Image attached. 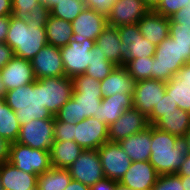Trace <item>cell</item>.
<instances>
[{"label":"cell","mask_w":190,"mask_h":190,"mask_svg":"<svg viewBox=\"0 0 190 190\" xmlns=\"http://www.w3.org/2000/svg\"><path fill=\"white\" fill-rule=\"evenodd\" d=\"M72 80V97L54 115L55 121L74 124L85 118H96L103 99L100 81L85 74L77 75Z\"/></svg>","instance_id":"obj_1"},{"label":"cell","mask_w":190,"mask_h":190,"mask_svg":"<svg viewBox=\"0 0 190 190\" xmlns=\"http://www.w3.org/2000/svg\"><path fill=\"white\" fill-rule=\"evenodd\" d=\"M151 154L149 162L159 175L179 171L187 154L183 140L151 125Z\"/></svg>","instance_id":"obj_2"},{"label":"cell","mask_w":190,"mask_h":190,"mask_svg":"<svg viewBox=\"0 0 190 190\" xmlns=\"http://www.w3.org/2000/svg\"><path fill=\"white\" fill-rule=\"evenodd\" d=\"M5 102L15 111L20 126L32 119H49L52 117L45 105L41 104V79L8 90L5 95Z\"/></svg>","instance_id":"obj_3"},{"label":"cell","mask_w":190,"mask_h":190,"mask_svg":"<svg viewBox=\"0 0 190 190\" xmlns=\"http://www.w3.org/2000/svg\"><path fill=\"white\" fill-rule=\"evenodd\" d=\"M5 43L13 49L15 56L29 61L48 44L45 28H38L12 15Z\"/></svg>","instance_id":"obj_4"},{"label":"cell","mask_w":190,"mask_h":190,"mask_svg":"<svg viewBox=\"0 0 190 190\" xmlns=\"http://www.w3.org/2000/svg\"><path fill=\"white\" fill-rule=\"evenodd\" d=\"M187 63H190V47H181L167 37L156 46L153 79L168 82Z\"/></svg>","instance_id":"obj_5"},{"label":"cell","mask_w":190,"mask_h":190,"mask_svg":"<svg viewBox=\"0 0 190 190\" xmlns=\"http://www.w3.org/2000/svg\"><path fill=\"white\" fill-rule=\"evenodd\" d=\"M8 162L17 169L38 175L52 167L50 151L31 148L17 142L12 143Z\"/></svg>","instance_id":"obj_6"},{"label":"cell","mask_w":190,"mask_h":190,"mask_svg":"<svg viewBox=\"0 0 190 190\" xmlns=\"http://www.w3.org/2000/svg\"><path fill=\"white\" fill-rule=\"evenodd\" d=\"M55 117L49 119H32L20 126L17 143L31 148L50 151L54 142Z\"/></svg>","instance_id":"obj_7"},{"label":"cell","mask_w":190,"mask_h":190,"mask_svg":"<svg viewBox=\"0 0 190 190\" xmlns=\"http://www.w3.org/2000/svg\"><path fill=\"white\" fill-rule=\"evenodd\" d=\"M73 80L70 77H46L41 79V104L54 116L72 97Z\"/></svg>","instance_id":"obj_8"},{"label":"cell","mask_w":190,"mask_h":190,"mask_svg":"<svg viewBox=\"0 0 190 190\" xmlns=\"http://www.w3.org/2000/svg\"><path fill=\"white\" fill-rule=\"evenodd\" d=\"M94 40H85L77 43L71 40L66 46L60 48L65 76L73 78L84 74L90 65Z\"/></svg>","instance_id":"obj_9"},{"label":"cell","mask_w":190,"mask_h":190,"mask_svg":"<svg viewBox=\"0 0 190 190\" xmlns=\"http://www.w3.org/2000/svg\"><path fill=\"white\" fill-rule=\"evenodd\" d=\"M68 171L72 179L89 187L105 178L97 149H83Z\"/></svg>","instance_id":"obj_10"},{"label":"cell","mask_w":190,"mask_h":190,"mask_svg":"<svg viewBox=\"0 0 190 190\" xmlns=\"http://www.w3.org/2000/svg\"><path fill=\"white\" fill-rule=\"evenodd\" d=\"M105 178L119 182L131 165V159L118 142H106L98 149Z\"/></svg>","instance_id":"obj_11"},{"label":"cell","mask_w":190,"mask_h":190,"mask_svg":"<svg viewBox=\"0 0 190 190\" xmlns=\"http://www.w3.org/2000/svg\"><path fill=\"white\" fill-rule=\"evenodd\" d=\"M71 24L73 41L77 43H83L87 39L95 41L108 25L107 15L91 8H85Z\"/></svg>","instance_id":"obj_12"},{"label":"cell","mask_w":190,"mask_h":190,"mask_svg":"<svg viewBox=\"0 0 190 190\" xmlns=\"http://www.w3.org/2000/svg\"><path fill=\"white\" fill-rule=\"evenodd\" d=\"M74 136L82 149H98L109 141L108 125L95 117L85 118L74 123Z\"/></svg>","instance_id":"obj_13"},{"label":"cell","mask_w":190,"mask_h":190,"mask_svg":"<svg viewBox=\"0 0 190 190\" xmlns=\"http://www.w3.org/2000/svg\"><path fill=\"white\" fill-rule=\"evenodd\" d=\"M166 93V82L156 79L137 81L133 92V107L148 117L153 107Z\"/></svg>","instance_id":"obj_14"},{"label":"cell","mask_w":190,"mask_h":190,"mask_svg":"<svg viewBox=\"0 0 190 190\" xmlns=\"http://www.w3.org/2000/svg\"><path fill=\"white\" fill-rule=\"evenodd\" d=\"M147 117L135 107L126 109L122 115L108 126V137L110 142H119L149 127Z\"/></svg>","instance_id":"obj_15"},{"label":"cell","mask_w":190,"mask_h":190,"mask_svg":"<svg viewBox=\"0 0 190 190\" xmlns=\"http://www.w3.org/2000/svg\"><path fill=\"white\" fill-rule=\"evenodd\" d=\"M150 10L143 0H118L107 14V23L113 27L137 24Z\"/></svg>","instance_id":"obj_16"},{"label":"cell","mask_w":190,"mask_h":190,"mask_svg":"<svg viewBox=\"0 0 190 190\" xmlns=\"http://www.w3.org/2000/svg\"><path fill=\"white\" fill-rule=\"evenodd\" d=\"M37 79L65 76L59 47L47 44L31 60Z\"/></svg>","instance_id":"obj_17"},{"label":"cell","mask_w":190,"mask_h":190,"mask_svg":"<svg viewBox=\"0 0 190 190\" xmlns=\"http://www.w3.org/2000/svg\"><path fill=\"white\" fill-rule=\"evenodd\" d=\"M0 74L7 91L33 83L37 79L31 61L15 55L0 69Z\"/></svg>","instance_id":"obj_18"},{"label":"cell","mask_w":190,"mask_h":190,"mask_svg":"<svg viewBox=\"0 0 190 190\" xmlns=\"http://www.w3.org/2000/svg\"><path fill=\"white\" fill-rule=\"evenodd\" d=\"M158 177V172L149 161H137L131 162L119 183L132 190H152Z\"/></svg>","instance_id":"obj_19"},{"label":"cell","mask_w":190,"mask_h":190,"mask_svg":"<svg viewBox=\"0 0 190 190\" xmlns=\"http://www.w3.org/2000/svg\"><path fill=\"white\" fill-rule=\"evenodd\" d=\"M169 18L150 10L137 23L140 34L153 45L158 46L169 37Z\"/></svg>","instance_id":"obj_20"},{"label":"cell","mask_w":190,"mask_h":190,"mask_svg":"<svg viewBox=\"0 0 190 190\" xmlns=\"http://www.w3.org/2000/svg\"><path fill=\"white\" fill-rule=\"evenodd\" d=\"M136 81L124 66H116L105 79L100 81L103 97L122 94H133Z\"/></svg>","instance_id":"obj_21"},{"label":"cell","mask_w":190,"mask_h":190,"mask_svg":"<svg viewBox=\"0 0 190 190\" xmlns=\"http://www.w3.org/2000/svg\"><path fill=\"white\" fill-rule=\"evenodd\" d=\"M132 162L149 161L151 154V125L118 142Z\"/></svg>","instance_id":"obj_22"},{"label":"cell","mask_w":190,"mask_h":190,"mask_svg":"<svg viewBox=\"0 0 190 190\" xmlns=\"http://www.w3.org/2000/svg\"><path fill=\"white\" fill-rule=\"evenodd\" d=\"M38 174H30L17 169L9 162L0 166L3 190H30L37 186Z\"/></svg>","instance_id":"obj_23"},{"label":"cell","mask_w":190,"mask_h":190,"mask_svg":"<svg viewBox=\"0 0 190 190\" xmlns=\"http://www.w3.org/2000/svg\"><path fill=\"white\" fill-rule=\"evenodd\" d=\"M133 94H116L103 97L98 108V118L108 126L114 123L126 109L133 107Z\"/></svg>","instance_id":"obj_24"},{"label":"cell","mask_w":190,"mask_h":190,"mask_svg":"<svg viewBox=\"0 0 190 190\" xmlns=\"http://www.w3.org/2000/svg\"><path fill=\"white\" fill-rule=\"evenodd\" d=\"M153 126L183 140L190 128V113L177 108L175 112L163 113Z\"/></svg>","instance_id":"obj_25"},{"label":"cell","mask_w":190,"mask_h":190,"mask_svg":"<svg viewBox=\"0 0 190 190\" xmlns=\"http://www.w3.org/2000/svg\"><path fill=\"white\" fill-rule=\"evenodd\" d=\"M95 45L102 54H105L107 60L121 66V39L117 27L107 25L95 40Z\"/></svg>","instance_id":"obj_26"},{"label":"cell","mask_w":190,"mask_h":190,"mask_svg":"<svg viewBox=\"0 0 190 190\" xmlns=\"http://www.w3.org/2000/svg\"><path fill=\"white\" fill-rule=\"evenodd\" d=\"M82 151L75 141H54L50 150L51 165L54 168L68 169Z\"/></svg>","instance_id":"obj_27"},{"label":"cell","mask_w":190,"mask_h":190,"mask_svg":"<svg viewBox=\"0 0 190 190\" xmlns=\"http://www.w3.org/2000/svg\"><path fill=\"white\" fill-rule=\"evenodd\" d=\"M45 30L47 43L55 47L66 46L72 40L73 29L70 21L50 15Z\"/></svg>","instance_id":"obj_28"},{"label":"cell","mask_w":190,"mask_h":190,"mask_svg":"<svg viewBox=\"0 0 190 190\" xmlns=\"http://www.w3.org/2000/svg\"><path fill=\"white\" fill-rule=\"evenodd\" d=\"M71 180L68 169L51 167L38 175L37 186L39 190H64Z\"/></svg>","instance_id":"obj_29"},{"label":"cell","mask_w":190,"mask_h":190,"mask_svg":"<svg viewBox=\"0 0 190 190\" xmlns=\"http://www.w3.org/2000/svg\"><path fill=\"white\" fill-rule=\"evenodd\" d=\"M19 132L20 124L15 111L6 104L5 99H0V136L14 143Z\"/></svg>","instance_id":"obj_30"},{"label":"cell","mask_w":190,"mask_h":190,"mask_svg":"<svg viewBox=\"0 0 190 190\" xmlns=\"http://www.w3.org/2000/svg\"><path fill=\"white\" fill-rule=\"evenodd\" d=\"M93 55H91L90 65L85 71V75L102 81L115 69L116 65L106 59L105 54L99 51V47L94 45L92 49Z\"/></svg>","instance_id":"obj_31"},{"label":"cell","mask_w":190,"mask_h":190,"mask_svg":"<svg viewBox=\"0 0 190 190\" xmlns=\"http://www.w3.org/2000/svg\"><path fill=\"white\" fill-rule=\"evenodd\" d=\"M166 93L178 105V108L190 113V85L180 83V80L173 76L166 82Z\"/></svg>","instance_id":"obj_32"},{"label":"cell","mask_w":190,"mask_h":190,"mask_svg":"<svg viewBox=\"0 0 190 190\" xmlns=\"http://www.w3.org/2000/svg\"><path fill=\"white\" fill-rule=\"evenodd\" d=\"M85 8V0H61L50 9V15L72 22Z\"/></svg>","instance_id":"obj_33"},{"label":"cell","mask_w":190,"mask_h":190,"mask_svg":"<svg viewBox=\"0 0 190 190\" xmlns=\"http://www.w3.org/2000/svg\"><path fill=\"white\" fill-rule=\"evenodd\" d=\"M153 57L129 59L124 67L137 82L146 79H153Z\"/></svg>","instance_id":"obj_34"},{"label":"cell","mask_w":190,"mask_h":190,"mask_svg":"<svg viewBox=\"0 0 190 190\" xmlns=\"http://www.w3.org/2000/svg\"><path fill=\"white\" fill-rule=\"evenodd\" d=\"M155 51L156 46L144 39L139 31L129 44V59L154 57Z\"/></svg>","instance_id":"obj_35"},{"label":"cell","mask_w":190,"mask_h":190,"mask_svg":"<svg viewBox=\"0 0 190 190\" xmlns=\"http://www.w3.org/2000/svg\"><path fill=\"white\" fill-rule=\"evenodd\" d=\"M117 31L121 39V66H124L125 62L129 60V44L133 43L139 27L137 24L123 25L117 27Z\"/></svg>","instance_id":"obj_36"},{"label":"cell","mask_w":190,"mask_h":190,"mask_svg":"<svg viewBox=\"0 0 190 190\" xmlns=\"http://www.w3.org/2000/svg\"><path fill=\"white\" fill-rule=\"evenodd\" d=\"M177 108V103L165 93L162 99H160V101L153 107L151 114L147 117L149 125H153L160 117H162L163 113L175 112Z\"/></svg>","instance_id":"obj_37"},{"label":"cell","mask_w":190,"mask_h":190,"mask_svg":"<svg viewBox=\"0 0 190 190\" xmlns=\"http://www.w3.org/2000/svg\"><path fill=\"white\" fill-rule=\"evenodd\" d=\"M169 37L181 47H190V26L180 25L177 22H170Z\"/></svg>","instance_id":"obj_38"},{"label":"cell","mask_w":190,"mask_h":190,"mask_svg":"<svg viewBox=\"0 0 190 190\" xmlns=\"http://www.w3.org/2000/svg\"><path fill=\"white\" fill-rule=\"evenodd\" d=\"M186 5H190V0H160L153 10L158 14L170 18L180 9L186 7Z\"/></svg>","instance_id":"obj_39"},{"label":"cell","mask_w":190,"mask_h":190,"mask_svg":"<svg viewBox=\"0 0 190 190\" xmlns=\"http://www.w3.org/2000/svg\"><path fill=\"white\" fill-rule=\"evenodd\" d=\"M152 190H184L181 183V176L177 173L159 175Z\"/></svg>","instance_id":"obj_40"},{"label":"cell","mask_w":190,"mask_h":190,"mask_svg":"<svg viewBox=\"0 0 190 190\" xmlns=\"http://www.w3.org/2000/svg\"><path fill=\"white\" fill-rule=\"evenodd\" d=\"M12 16L27 21L29 11L40 4L39 0H11Z\"/></svg>","instance_id":"obj_41"},{"label":"cell","mask_w":190,"mask_h":190,"mask_svg":"<svg viewBox=\"0 0 190 190\" xmlns=\"http://www.w3.org/2000/svg\"><path fill=\"white\" fill-rule=\"evenodd\" d=\"M50 16V9L43 4L35 6L29 11L27 23L35 24L38 28H45V24Z\"/></svg>","instance_id":"obj_42"},{"label":"cell","mask_w":190,"mask_h":190,"mask_svg":"<svg viewBox=\"0 0 190 190\" xmlns=\"http://www.w3.org/2000/svg\"><path fill=\"white\" fill-rule=\"evenodd\" d=\"M74 124L62 121L54 122V141H74Z\"/></svg>","instance_id":"obj_43"},{"label":"cell","mask_w":190,"mask_h":190,"mask_svg":"<svg viewBox=\"0 0 190 190\" xmlns=\"http://www.w3.org/2000/svg\"><path fill=\"white\" fill-rule=\"evenodd\" d=\"M116 1L118 0H85L87 8H91L106 15Z\"/></svg>","instance_id":"obj_44"},{"label":"cell","mask_w":190,"mask_h":190,"mask_svg":"<svg viewBox=\"0 0 190 190\" xmlns=\"http://www.w3.org/2000/svg\"><path fill=\"white\" fill-rule=\"evenodd\" d=\"M169 22H177L180 25L190 26V5H186L169 18Z\"/></svg>","instance_id":"obj_45"},{"label":"cell","mask_w":190,"mask_h":190,"mask_svg":"<svg viewBox=\"0 0 190 190\" xmlns=\"http://www.w3.org/2000/svg\"><path fill=\"white\" fill-rule=\"evenodd\" d=\"M12 142L0 136V166L9 161Z\"/></svg>","instance_id":"obj_46"},{"label":"cell","mask_w":190,"mask_h":190,"mask_svg":"<svg viewBox=\"0 0 190 190\" xmlns=\"http://www.w3.org/2000/svg\"><path fill=\"white\" fill-rule=\"evenodd\" d=\"M14 56L13 49L6 43H0V69H2Z\"/></svg>","instance_id":"obj_47"},{"label":"cell","mask_w":190,"mask_h":190,"mask_svg":"<svg viewBox=\"0 0 190 190\" xmlns=\"http://www.w3.org/2000/svg\"><path fill=\"white\" fill-rule=\"evenodd\" d=\"M116 181H113L108 178H103L96 184L90 187V190H115Z\"/></svg>","instance_id":"obj_48"},{"label":"cell","mask_w":190,"mask_h":190,"mask_svg":"<svg viewBox=\"0 0 190 190\" xmlns=\"http://www.w3.org/2000/svg\"><path fill=\"white\" fill-rule=\"evenodd\" d=\"M11 15L0 17V43H5L8 34Z\"/></svg>","instance_id":"obj_49"},{"label":"cell","mask_w":190,"mask_h":190,"mask_svg":"<svg viewBox=\"0 0 190 190\" xmlns=\"http://www.w3.org/2000/svg\"><path fill=\"white\" fill-rule=\"evenodd\" d=\"M181 84L190 85V63L185 64L175 75Z\"/></svg>","instance_id":"obj_50"},{"label":"cell","mask_w":190,"mask_h":190,"mask_svg":"<svg viewBox=\"0 0 190 190\" xmlns=\"http://www.w3.org/2000/svg\"><path fill=\"white\" fill-rule=\"evenodd\" d=\"M6 15H12V1L0 0V17Z\"/></svg>","instance_id":"obj_51"},{"label":"cell","mask_w":190,"mask_h":190,"mask_svg":"<svg viewBox=\"0 0 190 190\" xmlns=\"http://www.w3.org/2000/svg\"><path fill=\"white\" fill-rule=\"evenodd\" d=\"M179 176H189L190 175V154H186L181 168L177 172Z\"/></svg>","instance_id":"obj_52"},{"label":"cell","mask_w":190,"mask_h":190,"mask_svg":"<svg viewBox=\"0 0 190 190\" xmlns=\"http://www.w3.org/2000/svg\"><path fill=\"white\" fill-rule=\"evenodd\" d=\"M64 190H90V187L72 179Z\"/></svg>","instance_id":"obj_53"},{"label":"cell","mask_w":190,"mask_h":190,"mask_svg":"<svg viewBox=\"0 0 190 190\" xmlns=\"http://www.w3.org/2000/svg\"><path fill=\"white\" fill-rule=\"evenodd\" d=\"M41 4L47 6L49 9L56 6L61 0H39Z\"/></svg>","instance_id":"obj_54"},{"label":"cell","mask_w":190,"mask_h":190,"mask_svg":"<svg viewBox=\"0 0 190 190\" xmlns=\"http://www.w3.org/2000/svg\"><path fill=\"white\" fill-rule=\"evenodd\" d=\"M181 183L184 190H190V175L189 176H181Z\"/></svg>","instance_id":"obj_55"},{"label":"cell","mask_w":190,"mask_h":190,"mask_svg":"<svg viewBox=\"0 0 190 190\" xmlns=\"http://www.w3.org/2000/svg\"><path fill=\"white\" fill-rule=\"evenodd\" d=\"M183 142L185 143L187 153L190 154V128L183 139Z\"/></svg>","instance_id":"obj_56"},{"label":"cell","mask_w":190,"mask_h":190,"mask_svg":"<svg viewBox=\"0 0 190 190\" xmlns=\"http://www.w3.org/2000/svg\"><path fill=\"white\" fill-rule=\"evenodd\" d=\"M6 92L7 90L4 83L2 82V78L0 74V99H5Z\"/></svg>","instance_id":"obj_57"},{"label":"cell","mask_w":190,"mask_h":190,"mask_svg":"<svg viewBox=\"0 0 190 190\" xmlns=\"http://www.w3.org/2000/svg\"><path fill=\"white\" fill-rule=\"evenodd\" d=\"M143 1L147 4V6L151 10H153L156 7V5L159 3L160 0H143Z\"/></svg>","instance_id":"obj_58"},{"label":"cell","mask_w":190,"mask_h":190,"mask_svg":"<svg viewBox=\"0 0 190 190\" xmlns=\"http://www.w3.org/2000/svg\"><path fill=\"white\" fill-rule=\"evenodd\" d=\"M115 190H132L124 185H122L121 183L117 182L116 186H115Z\"/></svg>","instance_id":"obj_59"},{"label":"cell","mask_w":190,"mask_h":190,"mask_svg":"<svg viewBox=\"0 0 190 190\" xmlns=\"http://www.w3.org/2000/svg\"><path fill=\"white\" fill-rule=\"evenodd\" d=\"M0 190H3V186H2V183H1V179H0Z\"/></svg>","instance_id":"obj_60"},{"label":"cell","mask_w":190,"mask_h":190,"mask_svg":"<svg viewBox=\"0 0 190 190\" xmlns=\"http://www.w3.org/2000/svg\"><path fill=\"white\" fill-rule=\"evenodd\" d=\"M30 190H39V189H38V186H36V187H34V188L30 189Z\"/></svg>","instance_id":"obj_61"}]
</instances>
